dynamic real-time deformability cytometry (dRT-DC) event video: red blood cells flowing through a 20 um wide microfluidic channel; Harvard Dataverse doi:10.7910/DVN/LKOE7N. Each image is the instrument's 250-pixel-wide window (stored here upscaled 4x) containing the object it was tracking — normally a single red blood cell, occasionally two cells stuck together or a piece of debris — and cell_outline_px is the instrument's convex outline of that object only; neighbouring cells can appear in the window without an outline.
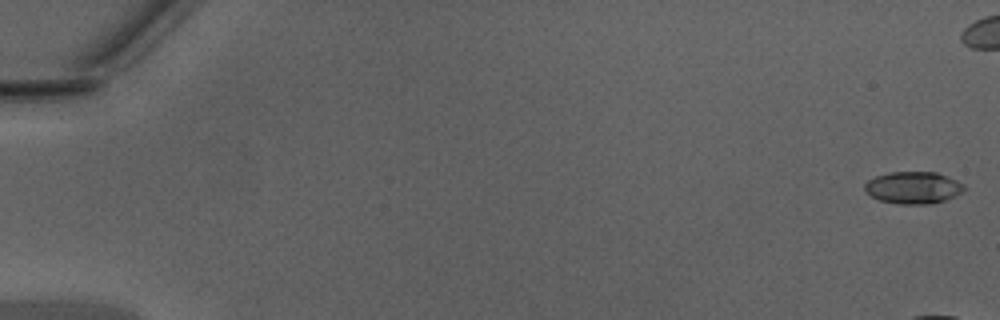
{"species": "Egyptian fruit bat (a non-hibernating species)", "species_latin": "Rousettus aegyptiacus", "temperature_condition": "warm", "stored_images_in_passage": 11, "camera_frame_rate_fps": 3000, "um_per_image_px": 0.085, "animal": {"sex": "male"}, "frame": {"image": 1, "passage_image": 1, "time_ms": 0.0, "image_size_px": [1000, 320], "cell_outline_px": [[964, 188], [956, 196], [932, 204], [900, 204], [880, 200], [864, 192], [864, 184], [868, 180], [876, 176], [892, 172], [936, 172], [948, 176], [964, 184]], "centroid_in_image_um": [77.61, 15.95], "position_along_channel_um": 7.4, "area_um2": 18.55}}